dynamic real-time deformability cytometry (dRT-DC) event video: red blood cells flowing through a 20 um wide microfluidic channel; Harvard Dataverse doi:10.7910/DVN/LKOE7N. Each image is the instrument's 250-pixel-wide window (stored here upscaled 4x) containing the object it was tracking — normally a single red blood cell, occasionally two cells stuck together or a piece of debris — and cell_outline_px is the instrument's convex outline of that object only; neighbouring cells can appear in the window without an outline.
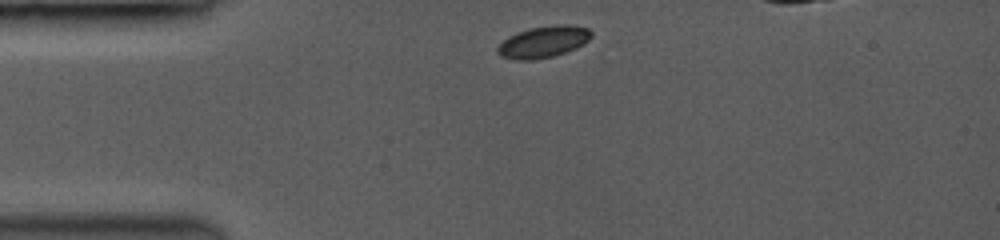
{"species": "common noctule bat (a hibernating species)", "species_latin": "Nyctalus noctula", "temperature_condition": "room temperature", "stored_images_in_passage": 25, "camera_frame_rate_fps": 3500, "um_per_image_px": 0.085, "animal": {"sex": "female", "body_mass_g": 19.0, "forearm_length_mm": 53.3}, "frame": {"image": 1, "passage_image": 1, "time_ms": 0.0, "image_size_px": [1000, 240], "cell_outline_px": [[592, 36], [588, 40], [576, 48], [552, 56], [532, 60], [516, 60], [500, 56], [496, 52], [496, 48], [508, 36], [528, 28], [564, 24], [588, 28], [592, 32]], "centroid_in_image_um": [46.16, 3.56], "position_along_channel_um": 38.8, "area_um2": 17.11}}
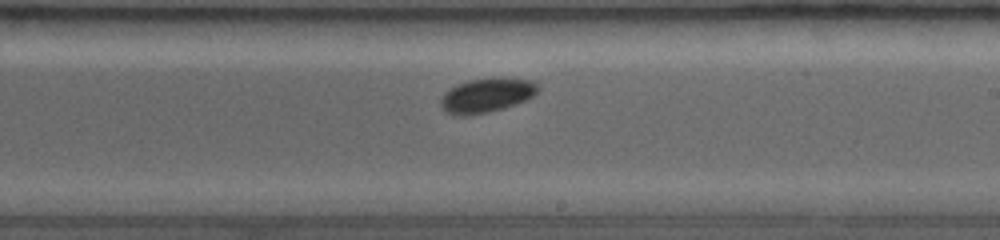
{"frame": {"image": 2, "passage_image": 13, "time_ms": 6.0, "image_size_px": [1000, 240], "cell_outline_px": [[540, 88], [532, 96], [524, 100], [500, 108], [484, 112], [448, 112], [444, 108], [440, 100], [444, 92], [456, 84], [468, 80], [492, 76], [504, 76], [532, 80], [540, 84]], "centroid_in_image_um": [41.45, 7.98], "position_along_channel_um": 247.5, "area_um2": 18.9}}
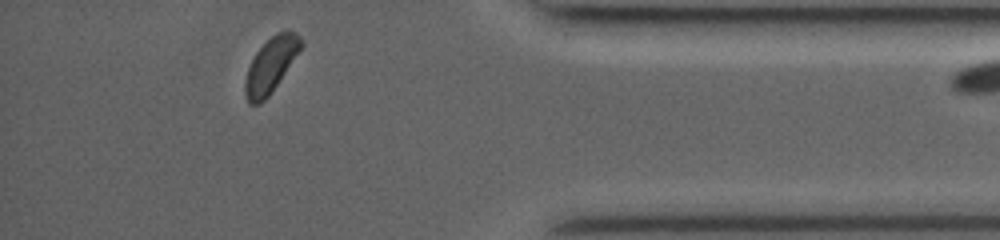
{"frame": {"image": 3, "passage_image": 23, "time_ms": 10.571, "image_size_px": [1000, 240], "cell_outline_px": [[304, 44], [268, 96], [260, 104], [248, 104], [244, 92], [244, 84], [248, 68], [256, 52], [276, 32], [288, 28], [296, 32]], "centroid_in_image_um": [23.01, 5.51], "position_along_channel_um": 412.2, "area_um2": 17.57}}